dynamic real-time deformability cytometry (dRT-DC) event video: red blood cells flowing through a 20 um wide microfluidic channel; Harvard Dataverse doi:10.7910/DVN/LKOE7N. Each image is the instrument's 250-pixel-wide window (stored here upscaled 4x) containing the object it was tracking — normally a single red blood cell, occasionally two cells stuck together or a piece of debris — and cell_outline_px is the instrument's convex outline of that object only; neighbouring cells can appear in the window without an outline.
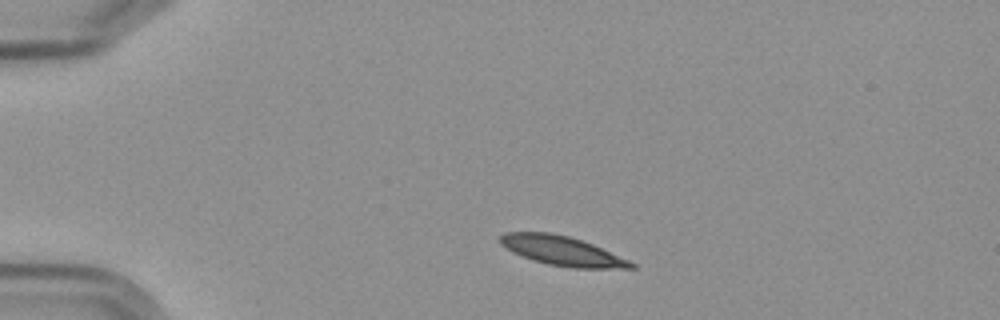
{"species": "Egyptian fruit bat (a non-hibernating species)", "species_latin": "Rousettus aegyptiacus", "temperature_condition": "cold", "stored_images_in_passage": 9, "camera_frame_rate_fps": 3000, "um_per_image_px": 0.085, "frame": {"image": 1, "passage_image": 1, "time_ms": 0.0, "image_size_px": [1000, 320], "cell_outline_px": [[636, 268], [568, 268], [548, 264], [532, 260], [512, 252], [504, 248], [500, 244], [500, 236], [504, 232], [552, 232], [568, 236], [592, 244], [628, 260], [636, 264]], "centroid_in_image_um": [47.72, 21.32], "position_along_channel_um": 37.3, "area_um2": 22.37}}
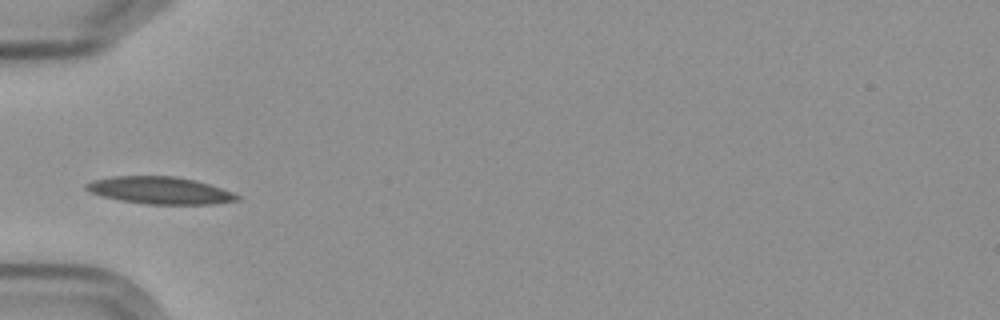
{"frame": {"image": 2, "passage_image": 3, "time_ms": 2.333, "image_size_px": [1000, 320], "cell_outline_px": [[240, 200], [216, 204], [144, 204], [120, 200], [104, 196], [92, 192], [84, 188], [84, 184], [92, 180], [112, 176], [176, 176], [208, 184], [232, 192], [240, 196]], "centroid_in_image_um": [13.59, 16.18], "position_along_channel_um": 71.4, "area_um2": 23.81}}
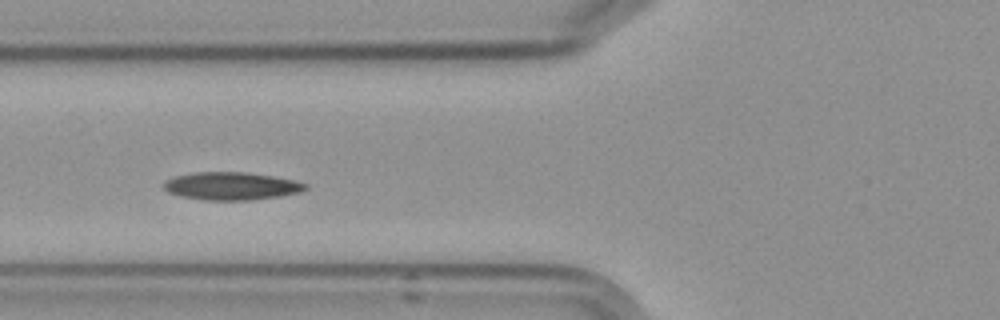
{"frame": {"image": 3, "passage_image": 4, "time_ms": 3.333, "image_size_px": [1000, 320], "cell_outline_px": [[308, 188], [300, 192], [280, 196], [252, 200], [204, 200], [180, 196], [168, 192], [164, 188], [164, 180], [176, 176], [192, 172], [248, 172], [296, 180], [308, 184]], "centroid_in_image_um": [19.68, 15.81], "position_along_channel_um": 106.1, "area_um2": 23.12}}